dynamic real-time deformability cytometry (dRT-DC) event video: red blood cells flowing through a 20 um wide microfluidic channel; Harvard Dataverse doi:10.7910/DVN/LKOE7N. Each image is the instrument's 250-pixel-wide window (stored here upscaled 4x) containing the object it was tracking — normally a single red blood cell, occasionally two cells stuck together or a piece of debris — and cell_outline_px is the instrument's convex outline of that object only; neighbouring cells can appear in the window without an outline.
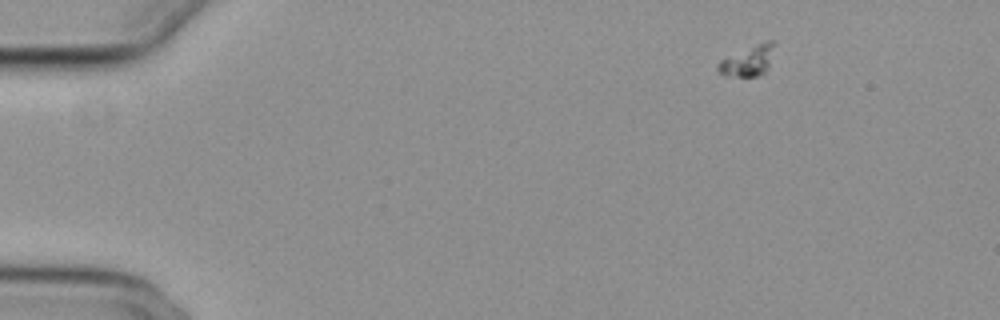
{"species": "common noctule bat (a hibernating species)", "species_latin": "Nyctalus noctula", "temperature_condition": "cold", "stored_images_in_passage": 15, "camera_frame_rate_fps": 3000, "um_per_image_px": 0.085, "animal": {"sex": "female", "body_mass_g": 29.2, "forearm_length_mm": 56.3}, "frame": {"image": 1, "passage_image": 6, "time_ms": 1.667, "image_size_px": [1000, 320], "cell_outline_px": [[776, 40], [768, 68], [760, 76], [724, 76], [716, 68], [716, 64], [720, 60], [764, 40]], "centroid_in_image_um": [63.59, 5.15], "position_along_channel_um": 21.4, "area_um2": 10.06}}